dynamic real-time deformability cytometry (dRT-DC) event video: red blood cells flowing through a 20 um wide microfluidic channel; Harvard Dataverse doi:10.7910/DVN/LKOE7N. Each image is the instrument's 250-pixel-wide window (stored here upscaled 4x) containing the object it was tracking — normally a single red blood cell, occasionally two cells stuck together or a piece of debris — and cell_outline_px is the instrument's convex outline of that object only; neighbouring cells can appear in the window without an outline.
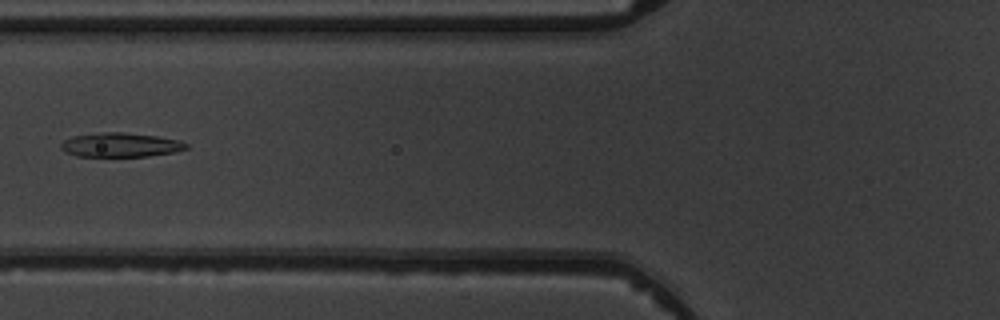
{"species": "common noctule bat (a hibernating species)", "species_latin": "Nyctalus noctula", "temperature_condition": "warm", "stored_images_in_passage": 5, "camera_frame_rate_fps": 3000, "um_per_image_px": 0.085, "animal": {"sex": "male", "body_mass_g": 19.5, "forearm_length_mm": 54.6}, "frame": {"image": 1, "passage_image": 4, "time_ms": 4.333, "image_size_px": [1000, 320], "cell_outline_px": [[188, 148], [172, 152], [148, 156], [76, 156], [64, 152], [60, 148], [60, 144], [64, 140], [72, 136], [104, 132], [124, 132], [156, 136], [180, 140], [188, 144]], "centroid_in_image_um": [10.21, 12.31], "position_along_channel_um": 115.6, "area_um2": 17.63}}
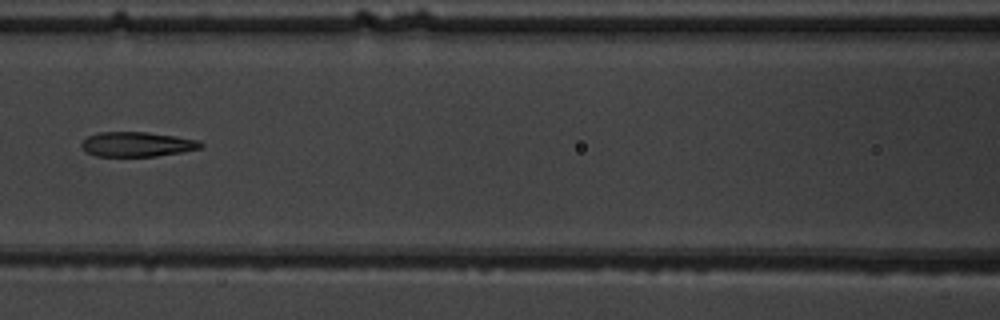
{"frame": {"image": 2, "passage_image": 5, "time_ms": 5.333, "image_size_px": [1000, 320], "cell_outline_px": [[204, 148], [156, 156], [96, 156], [88, 152], [80, 144], [88, 136], [100, 132], [148, 132], [176, 136], [200, 140], [204, 144]], "centroid_in_image_um": [11.72, 12.26], "position_along_channel_um": 154.9, "area_um2": 17.17}}